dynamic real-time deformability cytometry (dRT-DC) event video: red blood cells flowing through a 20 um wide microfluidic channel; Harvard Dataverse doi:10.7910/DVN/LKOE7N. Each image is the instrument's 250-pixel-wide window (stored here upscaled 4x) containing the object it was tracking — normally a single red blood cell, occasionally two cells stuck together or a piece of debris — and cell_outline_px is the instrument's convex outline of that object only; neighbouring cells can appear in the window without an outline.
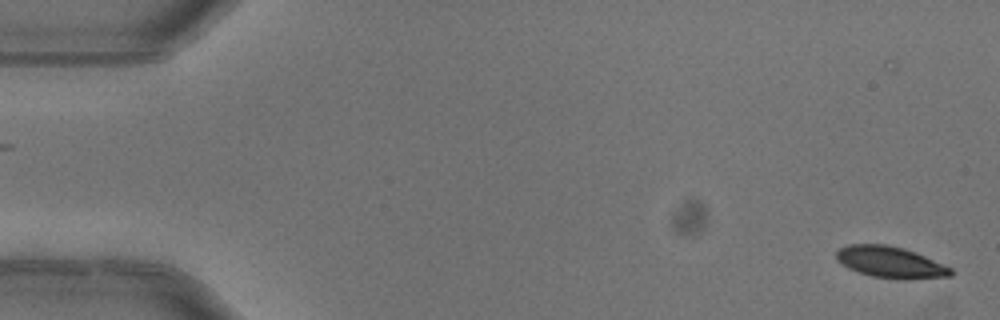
{"species": "common noctule bat (a hibernating species)", "species_latin": "Nyctalus noctula", "temperature_condition": "warm", "stored_images_in_passage": 7, "camera_frame_rate_fps": 3000, "um_per_image_px": 0.085, "animal": {"sex": "female"}, "frame": {"image": 1, "passage_image": 1, "time_ms": 0.0, "image_size_px": [1000, 320], "cell_outline_px": [[952, 276], [904, 280], [900, 280], [872, 276], [848, 268], [840, 264], [836, 260], [836, 252], [840, 248], [848, 244], [888, 244], [904, 248], [916, 252], [952, 268]], "centroid_in_image_um": [75.68, 22.29], "position_along_channel_um": 9.3, "area_um2": 21.15}}